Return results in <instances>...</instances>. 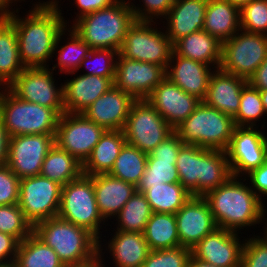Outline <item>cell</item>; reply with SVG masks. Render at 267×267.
<instances>
[{
    "instance_id": "cell-1",
    "label": "cell",
    "mask_w": 267,
    "mask_h": 267,
    "mask_svg": "<svg viewBox=\"0 0 267 267\" xmlns=\"http://www.w3.org/2000/svg\"><path fill=\"white\" fill-rule=\"evenodd\" d=\"M59 3L61 0H36L25 16L18 14V6L4 15L16 29L19 56L25 68L51 65L58 35L69 27Z\"/></svg>"
},
{
    "instance_id": "cell-2",
    "label": "cell",
    "mask_w": 267,
    "mask_h": 267,
    "mask_svg": "<svg viewBox=\"0 0 267 267\" xmlns=\"http://www.w3.org/2000/svg\"><path fill=\"white\" fill-rule=\"evenodd\" d=\"M204 198L208 201L219 228L241 233L266 222L267 205L243 177L231 176L224 184L209 191Z\"/></svg>"
},
{
    "instance_id": "cell-3",
    "label": "cell",
    "mask_w": 267,
    "mask_h": 267,
    "mask_svg": "<svg viewBox=\"0 0 267 267\" xmlns=\"http://www.w3.org/2000/svg\"><path fill=\"white\" fill-rule=\"evenodd\" d=\"M179 183L191 196L204 197L231 176L227 153L183 144L176 159Z\"/></svg>"
},
{
    "instance_id": "cell-4",
    "label": "cell",
    "mask_w": 267,
    "mask_h": 267,
    "mask_svg": "<svg viewBox=\"0 0 267 267\" xmlns=\"http://www.w3.org/2000/svg\"><path fill=\"white\" fill-rule=\"evenodd\" d=\"M127 0H117L107 8L86 14L70 27L89 44L90 49H112L119 52L129 27L135 22Z\"/></svg>"
},
{
    "instance_id": "cell-5",
    "label": "cell",
    "mask_w": 267,
    "mask_h": 267,
    "mask_svg": "<svg viewBox=\"0 0 267 267\" xmlns=\"http://www.w3.org/2000/svg\"><path fill=\"white\" fill-rule=\"evenodd\" d=\"M33 233L57 253L65 266L86 264L98 257V239L58 216L37 223Z\"/></svg>"
},
{
    "instance_id": "cell-6",
    "label": "cell",
    "mask_w": 267,
    "mask_h": 267,
    "mask_svg": "<svg viewBox=\"0 0 267 267\" xmlns=\"http://www.w3.org/2000/svg\"><path fill=\"white\" fill-rule=\"evenodd\" d=\"M234 118L203 101L174 132L183 144L226 151L235 128Z\"/></svg>"
},
{
    "instance_id": "cell-7",
    "label": "cell",
    "mask_w": 267,
    "mask_h": 267,
    "mask_svg": "<svg viewBox=\"0 0 267 267\" xmlns=\"http://www.w3.org/2000/svg\"><path fill=\"white\" fill-rule=\"evenodd\" d=\"M59 117L53 108L19 99L7 87L0 93V118L10 137L56 134Z\"/></svg>"
},
{
    "instance_id": "cell-8",
    "label": "cell",
    "mask_w": 267,
    "mask_h": 267,
    "mask_svg": "<svg viewBox=\"0 0 267 267\" xmlns=\"http://www.w3.org/2000/svg\"><path fill=\"white\" fill-rule=\"evenodd\" d=\"M58 217L85 228L98 240L104 235L100 230L111 225L99 213L93 176L81 174L77 179L62 186Z\"/></svg>"
},
{
    "instance_id": "cell-9",
    "label": "cell",
    "mask_w": 267,
    "mask_h": 267,
    "mask_svg": "<svg viewBox=\"0 0 267 267\" xmlns=\"http://www.w3.org/2000/svg\"><path fill=\"white\" fill-rule=\"evenodd\" d=\"M157 25L161 24L156 21L135 20L129 27L118 53L130 60L152 63L167 69L173 44L164 28Z\"/></svg>"
},
{
    "instance_id": "cell-10",
    "label": "cell",
    "mask_w": 267,
    "mask_h": 267,
    "mask_svg": "<svg viewBox=\"0 0 267 267\" xmlns=\"http://www.w3.org/2000/svg\"><path fill=\"white\" fill-rule=\"evenodd\" d=\"M267 57V35L239 30L222 43L220 69L246 80Z\"/></svg>"
},
{
    "instance_id": "cell-11",
    "label": "cell",
    "mask_w": 267,
    "mask_h": 267,
    "mask_svg": "<svg viewBox=\"0 0 267 267\" xmlns=\"http://www.w3.org/2000/svg\"><path fill=\"white\" fill-rule=\"evenodd\" d=\"M122 131L128 144L149 154L159 143L168 138L174 129L143 99L136 100L132 104Z\"/></svg>"
},
{
    "instance_id": "cell-12",
    "label": "cell",
    "mask_w": 267,
    "mask_h": 267,
    "mask_svg": "<svg viewBox=\"0 0 267 267\" xmlns=\"http://www.w3.org/2000/svg\"><path fill=\"white\" fill-rule=\"evenodd\" d=\"M61 190L62 185L42 175L20 179L18 205L32 227L58 216Z\"/></svg>"
},
{
    "instance_id": "cell-13",
    "label": "cell",
    "mask_w": 267,
    "mask_h": 267,
    "mask_svg": "<svg viewBox=\"0 0 267 267\" xmlns=\"http://www.w3.org/2000/svg\"><path fill=\"white\" fill-rule=\"evenodd\" d=\"M54 73L49 67L25 68L7 88L19 99L53 108L62 115L63 85L57 86Z\"/></svg>"
},
{
    "instance_id": "cell-14",
    "label": "cell",
    "mask_w": 267,
    "mask_h": 267,
    "mask_svg": "<svg viewBox=\"0 0 267 267\" xmlns=\"http://www.w3.org/2000/svg\"><path fill=\"white\" fill-rule=\"evenodd\" d=\"M105 131L82 113H63L58 120L54 142L83 165Z\"/></svg>"
},
{
    "instance_id": "cell-15",
    "label": "cell",
    "mask_w": 267,
    "mask_h": 267,
    "mask_svg": "<svg viewBox=\"0 0 267 267\" xmlns=\"http://www.w3.org/2000/svg\"><path fill=\"white\" fill-rule=\"evenodd\" d=\"M263 130V131H262ZM259 127H235L226 150L232 176L244 177L267 159V133Z\"/></svg>"
},
{
    "instance_id": "cell-16",
    "label": "cell",
    "mask_w": 267,
    "mask_h": 267,
    "mask_svg": "<svg viewBox=\"0 0 267 267\" xmlns=\"http://www.w3.org/2000/svg\"><path fill=\"white\" fill-rule=\"evenodd\" d=\"M55 134H27L9 139L7 166L19 178L40 175L42 163L55 144Z\"/></svg>"
},
{
    "instance_id": "cell-17",
    "label": "cell",
    "mask_w": 267,
    "mask_h": 267,
    "mask_svg": "<svg viewBox=\"0 0 267 267\" xmlns=\"http://www.w3.org/2000/svg\"><path fill=\"white\" fill-rule=\"evenodd\" d=\"M165 77L166 69L160 65L117 55L114 86L130 93L136 100L145 99Z\"/></svg>"
},
{
    "instance_id": "cell-18",
    "label": "cell",
    "mask_w": 267,
    "mask_h": 267,
    "mask_svg": "<svg viewBox=\"0 0 267 267\" xmlns=\"http://www.w3.org/2000/svg\"><path fill=\"white\" fill-rule=\"evenodd\" d=\"M239 234L218 227L191 248V255L216 267H240L245 239Z\"/></svg>"
},
{
    "instance_id": "cell-19",
    "label": "cell",
    "mask_w": 267,
    "mask_h": 267,
    "mask_svg": "<svg viewBox=\"0 0 267 267\" xmlns=\"http://www.w3.org/2000/svg\"><path fill=\"white\" fill-rule=\"evenodd\" d=\"M180 246L192 248L217 227L208 201L202 196H191L174 214Z\"/></svg>"
},
{
    "instance_id": "cell-20",
    "label": "cell",
    "mask_w": 267,
    "mask_h": 267,
    "mask_svg": "<svg viewBox=\"0 0 267 267\" xmlns=\"http://www.w3.org/2000/svg\"><path fill=\"white\" fill-rule=\"evenodd\" d=\"M166 122L175 129L201 103L197 97L184 92L165 77L145 98Z\"/></svg>"
},
{
    "instance_id": "cell-21",
    "label": "cell",
    "mask_w": 267,
    "mask_h": 267,
    "mask_svg": "<svg viewBox=\"0 0 267 267\" xmlns=\"http://www.w3.org/2000/svg\"><path fill=\"white\" fill-rule=\"evenodd\" d=\"M112 232L108 242L106 236L98 240V256L105 257L107 251L114 267H142L151 251L144 233L124 232L114 228Z\"/></svg>"
},
{
    "instance_id": "cell-22",
    "label": "cell",
    "mask_w": 267,
    "mask_h": 267,
    "mask_svg": "<svg viewBox=\"0 0 267 267\" xmlns=\"http://www.w3.org/2000/svg\"><path fill=\"white\" fill-rule=\"evenodd\" d=\"M135 101L130 93L112 86L82 114L105 130H122Z\"/></svg>"
},
{
    "instance_id": "cell-23",
    "label": "cell",
    "mask_w": 267,
    "mask_h": 267,
    "mask_svg": "<svg viewBox=\"0 0 267 267\" xmlns=\"http://www.w3.org/2000/svg\"><path fill=\"white\" fill-rule=\"evenodd\" d=\"M65 75H74L62 84L65 113H82L114 86V77L84 75L78 71Z\"/></svg>"
},
{
    "instance_id": "cell-24",
    "label": "cell",
    "mask_w": 267,
    "mask_h": 267,
    "mask_svg": "<svg viewBox=\"0 0 267 267\" xmlns=\"http://www.w3.org/2000/svg\"><path fill=\"white\" fill-rule=\"evenodd\" d=\"M215 68L172 52L166 77L184 92L203 101Z\"/></svg>"
},
{
    "instance_id": "cell-25",
    "label": "cell",
    "mask_w": 267,
    "mask_h": 267,
    "mask_svg": "<svg viewBox=\"0 0 267 267\" xmlns=\"http://www.w3.org/2000/svg\"><path fill=\"white\" fill-rule=\"evenodd\" d=\"M207 3L208 0H179L171 4L161 22L172 44L203 29Z\"/></svg>"
},
{
    "instance_id": "cell-26",
    "label": "cell",
    "mask_w": 267,
    "mask_h": 267,
    "mask_svg": "<svg viewBox=\"0 0 267 267\" xmlns=\"http://www.w3.org/2000/svg\"><path fill=\"white\" fill-rule=\"evenodd\" d=\"M247 80L215 69L209 81L207 94L203 102L218 111L234 117L240 106L241 92Z\"/></svg>"
},
{
    "instance_id": "cell-27",
    "label": "cell",
    "mask_w": 267,
    "mask_h": 267,
    "mask_svg": "<svg viewBox=\"0 0 267 267\" xmlns=\"http://www.w3.org/2000/svg\"><path fill=\"white\" fill-rule=\"evenodd\" d=\"M93 185L99 213L108 222L137 191L136 186L110 174L93 176Z\"/></svg>"
},
{
    "instance_id": "cell-28",
    "label": "cell",
    "mask_w": 267,
    "mask_h": 267,
    "mask_svg": "<svg viewBox=\"0 0 267 267\" xmlns=\"http://www.w3.org/2000/svg\"><path fill=\"white\" fill-rule=\"evenodd\" d=\"M222 43L203 29L191 33L173 44V52L185 58L220 68Z\"/></svg>"
},
{
    "instance_id": "cell-29",
    "label": "cell",
    "mask_w": 267,
    "mask_h": 267,
    "mask_svg": "<svg viewBox=\"0 0 267 267\" xmlns=\"http://www.w3.org/2000/svg\"><path fill=\"white\" fill-rule=\"evenodd\" d=\"M241 29L240 8L228 0H208L203 30L221 43Z\"/></svg>"
},
{
    "instance_id": "cell-30",
    "label": "cell",
    "mask_w": 267,
    "mask_h": 267,
    "mask_svg": "<svg viewBox=\"0 0 267 267\" xmlns=\"http://www.w3.org/2000/svg\"><path fill=\"white\" fill-rule=\"evenodd\" d=\"M126 143L122 130H106L82 165V174L94 176L109 173Z\"/></svg>"
},
{
    "instance_id": "cell-31",
    "label": "cell",
    "mask_w": 267,
    "mask_h": 267,
    "mask_svg": "<svg viewBox=\"0 0 267 267\" xmlns=\"http://www.w3.org/2000/svg\"><path fill=\"white\" fill-rule=\"evenodd\" d=\"M90 50L89 44L84 42L70 26L69 28L67 26L58 35L53 51V57L54 55L57 57L55 59L57 63L55 62L53 67L49 68L52 71L55 70V72L58 70V73L62 75L76 71L79 72L81 62L89 54Z\"/></svg>"
},
{
    "instance_id": "cell-32",
    "label": "cell",
    "mask_w": 267,
    "mask_h": 267,
    "mask_svg": "<svg viewBox=\"0 0 267 267\" xmlns=\"http://www.w3.org/2000/svg\"><path fill=\"white\" fill-rule=\"evenodd\" d=\"M24 69L16 29L4 15H0V84L8 87Z\"/></svg>"
},
{
    "instance_id": "cell-33",
    "label": "cell",
    "mask_w": 267,
    "mask_h": 267,
    "mask_svg": "<svg viewBox=\"0 0 267 267\" xmlns=\"http://www.w3.org/2000/svg\"><path fill=\"white\" fill-rule=\"evenodd\" d=\"M82 174V164L54 144L42 163L40 175L64 186Z\"/></svg>"
},
{
    "instance_id": "cell-34",
    "label": "cell",
    "mask_w": 267,
    "mask_h": 267,
    "mask_svg": "<svg viewBox=\"0 0 267 267\" xmlns=\"http://www.w3.org/2000/svg\"><path fill=\"white\" fill-rule=\"evenodd\" d=\"M143 233L150 250L180 246L174 214L153 212Z\"/></svg>"
},
{
    "instance_id": "cell-35",
    "label": "cell",
    "mask_w": 267,
    "mask_h": 267,
    "mask_svg": "<svg viewBox=\"0 0 267 267\" xmlns=\"http://www.w3.org/2000/svg\"><path fill=\"white\" fill-rule=\"evenodd\" d=\"M17 267H66L57 253L33 232L19 243Z\"/></svg>"
},
{
    "instance_id": "cell-36",
    "label": "cell",
    "mask_w": 267,
    "mask_h": 267,
    "mask_svg": "<svg viewBox=\"0 0 267 267\" xmlns=\"http://www.w3.org/2000/svg\"><path fill=\"white\" fill-rule=\"evenodd\" d=\"M152 213L144 194L136 191L111 223L117 221L114 227L118 231L143 233Z\"/></svg>"
},
{
    "instance_id": "cell-37",
    "label": "cell",
    "mask_w": 267,
    "mask_h": 267,
    "mask_svg": "<svg viewBox=\"0 0 267 267\" xmlns=\"http://www.w3.org/2000/svg\"><path fill=\"white\" fill-rule=\"evenodd\" d=\"M143 194L152 212L169 214H175L191 197L179 182L150 185Z\"/></svg>"
},
{
    "instance_id": "cell-38",
    "label": "cell",
    "mask_w": 267,
    "mask_h": 267,
    "mask_svg": "<svg viewBox=\"0 0 267 267\" xmlns=\"http://www.w3.org/2000/svg\"><path fill=\"white\" fill-rule=\"evenodd\" d=\"M147 156L137 147L126 143L108 174L137 186L145 172Z\"/></svg>"
},
{
    "instance_id": "cell-39",
    "label": "cell",
    "mask_w": 267,
    "mask_h": 267,
    "mask_svg": "<svg viewBox=\"0 0 267 267\" xmlns=\"http://www.w3.org/2000/svg\"><path fill=\"white\" fill-rule=\"evenodd\" d=\"M266 112L263 107L260 90L251 87L248 83L241 92L240 106L237 114L233 117L237 127H259L266 129ZM259 119H263V122ZM259 122L260 125H259ZM258 123V125H257Z\"/></svg>"
},
{
    "instance_id": "cell-40",
    "label": "cell",
    "mask_w": 267,
    "mask_h": 267,
    "mask_svg": "<svg viewBox=\"0 0 267 267\" xmlns=\"http://www.w3.org/2000/svg\"><path fill=\"white\" fill-rule=\"evenodd\" d=\"M179 182L176 160L147 159L143 176L140 178L136 189L144 193L150 185Z\"/></svg>"
},
{
    "instance_id": "cell-41",
    "label": "cell",
    "mask_w": 267,
    "mask_h": 267,
    "mask_svg": "<svg viewBox=\"0 0 267 267\" xmlns=\"http://www.w3.org/2000/svg\"><path fill=\"white\" fill-rule=\"evenodd\" d=\"M0 232L9 234L21 242L33 232V227L26 220L18 204L1 205Z\"/></svg>"
},
{
    "instance_id": "cell-42",
    "label": "cell",
    "mask_w": 267,
    "mask_h": 267,
    "mask_svg": "<svg viewBox=\"0 0 267 267\" xmlns=\"http://www.w3.org/2000/svg\"><path fill=\"white\" fill-rule=\"evenodd\" d=\"M117 55L118 51L112 49H91L82 60L79 70L83 68L86 72H83L84 75L115 77Z\"/></svg>"
},
{
    "instance_id": "cell-43",
    "label": "cell",
    "mask_w": 267,
    "mask_h": 267,
    "mask_svg": "<svg viewBox=\"0 0 267 267\" xmlns=\"http://www.w3.org/2000/svg\"><path fill=\"white\" fill-rule=\"evenodd\" d=\"M241 30L267 35V0H251L240 8Z\"/></svg>"
},
{
    "instance_id": "cell-44",
    "label": "cell",
    "mask_w": 267,
    "mask_h": 267,
    "mask_svg": "<svg viewBox=\"0 0 267 267\" xmlns=\"http://www.w3.org/2000/svg\"><path fill=\"white\" fill-rule=\"evenodd\" d=\"M191 249L178 246L163 250H151L142 267H187Z\"/></svg>"
},
{
    "instance_id": "cell-45",
    "label": "cell",
    "mask_w": 267,
    "mask_h": 267,
    "mask_svg": "<svg viewBox=\"0 0 267 267\" xmlns=\"http://www.w3.org/2000/svg\"><path fill=\"white\" fill-rule=\"evenodd\" d=\"M261 234L245 238L240 267H267V236Z\"/></svg>"
},
{
    "instance_id": "cell-46",
    "label": "cell",
    "mask_w": 267,
    "mask_h": 267,
    "mask_svg": "<svg viewBox=\"0 0 267 267\" xmlns=\"http://www.w3.org/2000/svg\"><path fill=\"white\" fill-rule=\"evenodd\" d=\"M127 1L134 12L136 20L156 22L160 20L161 22L169 11L171 4L177 3L179 0H139V5H135V0ZM141 2L143 3L142 5Z\"/></svg>"
},
{
    "instance_id": "cell-47",
    "label": "cell",
    "mask_w": 267,
    "mask_h": 267,
    "mask_svg": "<svg viewBox=\"0 0 267 267\" xmlns=\"http://www.w3.org/2000/svg\"><path fill=\"white\" fill-rule=\"evenodd\" d=\"M20 179L7 166H0V206L19 203Z\"/></svg>"
},
{
    "instance_id": "cell-48",
    "label": "cell",
    "mask_w": 267,
    "mask_h": 267,
    "mask_svg": "<svg viewBox=\"0 0 267 267\" xmlns=\"http://www.w3.org/2000/svg\"><path fill=\"white\" fill-rule=\"evenodd\" d=\"M182 145L180 138L173 132L148 154L147 159L176 160Z\"/></svg>"
},
{
    "instance_id": "cell-49",
    "label": "cell",
    "mask_w": 267,
    "mask_h": 267,
    "mask_svg": "<svg viewBox=\"0 0 267 267\" xmlns=\"http://www.w3.org/2000/svg\"><path fill=\"white\" fill-rule=\"evenodd\" d=\"M243 178L247 180L255 194L266 202L264 199H267V159L259 168L250 171Z\"/></svg>"
},
{
    "instance_id": "cell-50",
    "label": "cell",
    "mask_w": 267,
    "mask_h": 267,
    "mask_svg": "<svg viewBox=\"0 0 267 267\" xmlns=\"http://www.w3.org/2000/svg\"><path fill=\"white\" fill-rule=\"evenodd\" d=\"M73 1L74 2L72 6L74 5L78 10L77 13L74 12V14H76V17L72 19L74 22L75 20L86 14L109 7L117 0H73Z\"/></svg>"
},
{
    "instance_id": "cell-51",
    "label": "cell",
    "mask_w": 267,
    "mask_h": 267,
    "mask_svg": "<svg viewBox=\"0 0 267 267\" xmlns=\"http://www.w3.org/2000/svg\"><path fill=\"white\" fill-rule=\"evenodd\" d=\"M19 243L15 237L0 232V263L15 260Z\"/></svg>"
},
{
    "instance_id": "cell-52",
    "label": "cell",
    "mask_w": 267,
    "mask_h": 267,
    "mask_svg": "<svg viewBox=\"0 0 267 267\" xmlns=\"http://www.w3.org/2000/svg\"><path fill=\"white\" fill-rule=\"evenodd\" d=\"M247 83L255 89L267 90V57L248 78Z\"/></svg>"
},
{
    "instance_id": "cell-53",
    "label": "cell",
    "mask_w": 267,
    "mask_h": 267,
    "mask_svg": "<svg viewBox=\"0 0 267 267\" xmlns=\"http://www.w3.org/2000/svg\"><path fill=\"white\" fill-rule=\"evenodd\" d=\"M10 136L0 118V166L7 164Z\"/></svg>"
},
{
    "instance_id": "cell-54",
    "label": "cell",
    "mask_w": 267,
    "mask_h": 267,
    "mask_svg": "<svg viewBox=\"0 0 267 267\" xmlns=\"http://www.w3.org/2000/svg\"><path fill=\"white\" fill-rule=\"evenodd\" d=\"M17 2L22 3L20 0H0V15H6L10 13L13 9L17 8L14 7L15 5L17 6Z\"/></svg>"
},
{
    "instance_id": "cell-55",
    "label": "cell",
    "mask_w": 267,
    "mask_h": 267,
    "mask_svg": "<svg viewBox=\"0 0 267 267\" xmlns=\"http://www.w3.org/2000/svg\"><path fill=\"white\" fill-rule=\"evenodd\" d=\"M187 267H216L212 264L205 263L197 258H194L192 255L188 261Z\"/></svg>"
},
{
    "instance_id": "cell-56",
    "label": "cell",
    "mask_w": 267,
    "mask_h": 267,
    "mask_svg": "<svg viewBox=\"0 0 267 267\" xmlns=\"http://www.w3.org/2000/svg\"><path fill=\"white\" fill-rule=\"evenodd\" d=\"M66 267H104V266L102 265L101 259L98 256L97 258L90 261L89 263L82 264V265L66 266Z\"/></svg>"
},
{
    "instance_id": "cell-57",
    "label": "cell",
    "mask_w": 267,
    "mask_h": 267,
    "mask_svg": "<svg viewBox=\"0 0 267 267\" xmlns=\"http://www.w3.org/2000/svg\"><path fill=\"white\" fill-rule=\"evenodd\" d=\"M260 95L263 102V107L267 115V90H260Z\"/></svg>"
},
{
    "instance_id": "cell-58",
    "label": "cell",
    "mask_w": 267,
    "mask_h": 267,
    "mask_svg": "<svg viewBox=\"0 0 267 267\" xmlns=\"http://www.w3.org/2000/svg\"><path fill=\"white\" fill-rule=\"evenodd\" d=\"M230 3H232L233 5L238 6L239 8H241L244 4H247L248 2H250L251 0H228Z\"/></svg>"
},
{
    "instance_id": "cell-59",
    "label": "cell",
    "mask_w": 267,
    "mask_h": 267,
    "mask_svg": "<svg viewBox=\"0 0 267 267\" xmlns=\"http://www.w3.org/2000/svg\"><path fill=\"white\" fill-rule=\"evenodd\" d=\"M0 267H17V264L15 260H13L5 263H0Z\"/></svg>"
},
{
    "instance_id": "cell-60",
    "label": "cell",
    "mask_w": 267,
    "mask_h": 267,
    "mask_svg": "<svg viewBox=\"0 0 267 267\" xmlns=\"http://www.w3.org/2000/svg\"><path fill=\"white\" fill-rule=\"evenodd\" d=\"M100 257V259H101V262H102V265L104 266V267H109L108 265L110 264V262H108V264H106L107 262H106V258H104V256H99ZM107 265V266H106Z\"/></svg>"
},
{
    "instance_id": "cell-61",
    "label": "cell",
    "mask_w": 267,
    "mask_h": 267,
    "mask_svg": "<svg viewBox=\"0 0 267 267\" xmlns=\"http://www.w3.org/2000/svg\"><path fill=\"white\" fill-rule=\"evenodd\" d=\"M263 233L267 236V218H266V222L265 225L262 227Z\"/></svg>"
},
{
    "instance_id": "cell-62",
    "label": "cell",
    "mask_w": 267,
    "mask_h": 267,
    "mask_svg": "<svg viewBox=\"0 0 267 267\" xmlns=\"http://www.w3.org/2000/svg\"><path fill=\"white\" fill-rule=\"evenodd\" d=\"M4 87L0 84V93L2 92V90L1 89H3Z\"/></svg>"
}]
</instances>
